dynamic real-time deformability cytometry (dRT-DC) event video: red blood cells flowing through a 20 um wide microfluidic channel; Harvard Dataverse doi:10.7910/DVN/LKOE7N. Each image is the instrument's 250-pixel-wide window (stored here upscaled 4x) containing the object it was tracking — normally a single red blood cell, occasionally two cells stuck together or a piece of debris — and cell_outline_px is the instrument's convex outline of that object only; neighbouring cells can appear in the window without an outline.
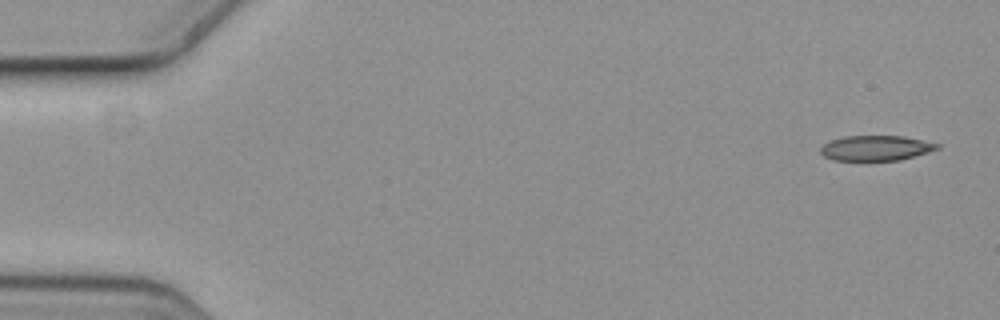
{"species": "common noctule bat (a hibernating species)", "species_latin": "Nyctalus noctula", "temperature_condition": "cold", "stored_images_in_passage": 6, "camera_frame_rate_fps": 3000, "um_per_image_px": 0.085, "animal": {"sex": "female", "body_mass_g": 19.3, "forearm_length_mm": 54.1}, "frame": {"image": 1, "passage_image": 1, "time_ms": 0.0, "image_size_px": [1000, 320], "cell_outline_px": [[940, 148], [928, 152], [900, 160], [832, 160], [824, 156], [820, 152], [820, 148], [824, 144], [832, 140], [844, 136], [904, 136], [940, 144]], "centroid_in_image_um": [74.45, 12.58], "position_along_channel_um": 10.5, "area_um2": 16.99}}
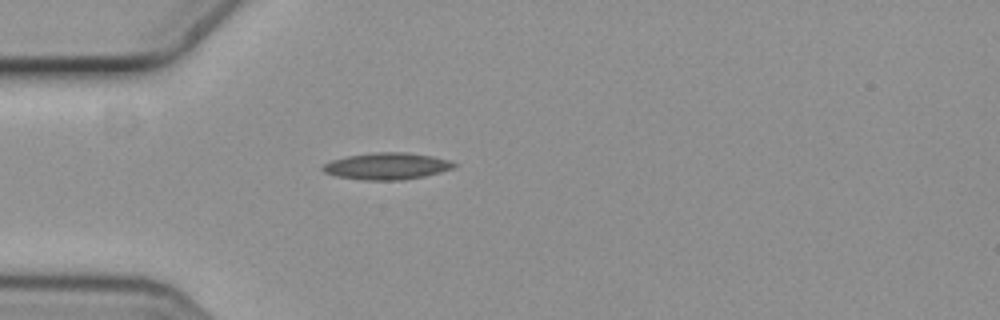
{"frame": {"image": 2, "passage_image": 5, "time_ms": 1.333, "image_size_px": [1000, 320], "cell_outline_px": [[456, 164], [452, 168], [440, 172], [424, 176], [400, 180], [364, 180], [336, 176], [324, 172], [320, 168], [324, 164], [332, 160], [348, 156], [372, 152], [408, 152], [432, 156], [452, 160]], "centroid_in_image_um": [32.88, 14.11], "position_along_channel_um": 52.1, "area_um2": 20.46}}